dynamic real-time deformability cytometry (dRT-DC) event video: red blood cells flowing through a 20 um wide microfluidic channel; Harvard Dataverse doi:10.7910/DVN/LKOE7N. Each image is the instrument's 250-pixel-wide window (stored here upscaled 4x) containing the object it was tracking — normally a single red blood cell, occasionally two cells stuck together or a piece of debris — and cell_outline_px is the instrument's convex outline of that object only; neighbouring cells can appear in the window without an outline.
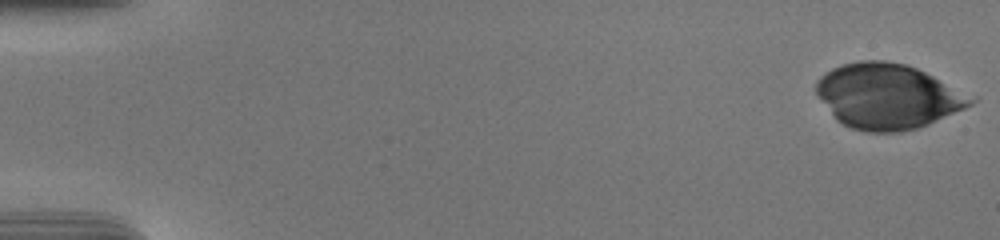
{"species": "human", "species_latin": "Homo sapiens", "temperature_condition": "cold", "stored_images_in_passage": 55, "camera_frame_rate_fps": 3000, "um_per_image_px": 0.085, "donor": {"sex": "male"}, "frame": {"image": 1, "passage_image": 1, "time_ms": 0.0, "image_size_px": [1000, 240], "cell_outline_px": [[976, 100], [972, 104], [964, 108], [928, 124], [916, 128], [900, 132], [868, 132], [852, 128], [836, 120], [816, 92], [816, 80], [824, 72], [832, 68], [844, 64], [860, 60], [884, 60], [904, 64], [916, 68], [976, 96]], "centroid_in_image_um": [75.46, 8.17], "position_along_channel_um": 9.5, "area_um2": 58.44}}